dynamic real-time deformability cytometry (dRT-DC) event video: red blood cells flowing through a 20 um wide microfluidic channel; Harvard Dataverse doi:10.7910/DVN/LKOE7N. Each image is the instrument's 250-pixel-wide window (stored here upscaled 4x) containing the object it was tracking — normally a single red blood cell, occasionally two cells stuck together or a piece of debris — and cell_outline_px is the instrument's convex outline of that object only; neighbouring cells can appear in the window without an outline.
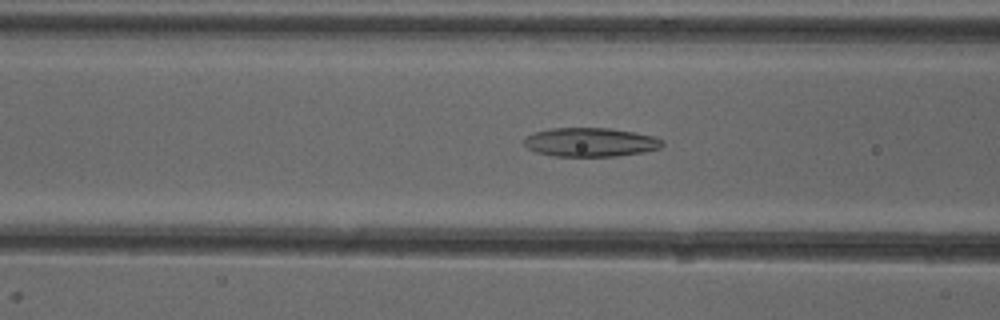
{"species": "common noctule bat (a hibernating species)", "species_latin": "Nyctalus noctula", "temperature_condition": "cold", "stored_images_in_passage": 50, "camera_frame_rate_fps": 3000, "um_per_image_px": 0.085, "animal": {"sex": "female"}, "frame": {"image": 1, "passage_image": 19, "time_ms": 6.0, "image_size_px": [1000, 320], "cell_outline_px": [[664, 144], [660, 148], [644, 152], [616, 156], [552, 156], [536, 152], [528, 148], [524, 144], [524, 140], [532, 132], [552, 128], [612, 128], [656, 136], [664, 140]], "centroid_in_image_um": [50.22, 12.08], "position_along_channel_um": 116.4, "area_um2": 23.47}}
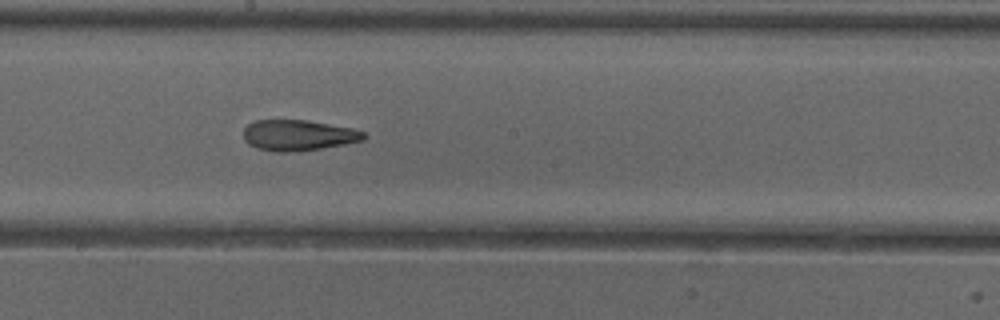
{"frame": {"image": 2, "passage_image": 27, "time_ms": 8.667, "image_size_px": [1000, 320], "cell_outline_px": [[368, 136], [364, 140], [344, 144], [320, 148], [292, 152], [272, 152], [256, 148], [248, 144], [244, 140], [244, 128], [248, 124], [256, 120], [308, 120], [352, 128], [364, 132]], "centroid_in_image_um": [25.34, 11.5], "position_along_channel_um": 222.9, "area_um2": 21.68}}
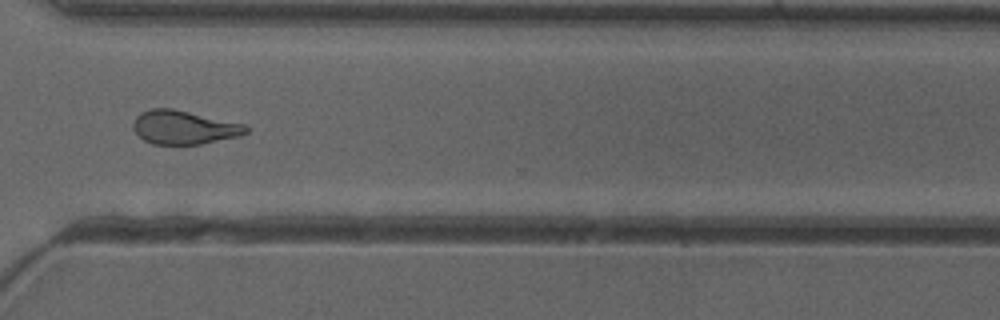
{"frame": {"image": 3, "passage_image": 37, "time_ms": 12.0, "image_size_px": [1000, 320], "cell_outline_px": [[248, 132], [240, 136], [200, 144], [152, 144], [144, 140], [132, 128], [132, 124], [136, 116], [140, 112], [152, 108], [172, 108], [244, 124], [248, 128]], "centroid_in_image_um": [15.61, 10.82], "position_along_channel_um": 355.0, "area_um2": 22.08}, "authors_computed_cell_mechanics": {"area_um2": 23.0044, "velocity_mm_per_s": 3.9789, "shape_relaxation_time_tau1_ms": 10.4263, "shape_relaxation_time_tau2_ms": 2.7003, "deformation_change_tau1": 0.2475, "deformation_change_tau2": 0.1203}}